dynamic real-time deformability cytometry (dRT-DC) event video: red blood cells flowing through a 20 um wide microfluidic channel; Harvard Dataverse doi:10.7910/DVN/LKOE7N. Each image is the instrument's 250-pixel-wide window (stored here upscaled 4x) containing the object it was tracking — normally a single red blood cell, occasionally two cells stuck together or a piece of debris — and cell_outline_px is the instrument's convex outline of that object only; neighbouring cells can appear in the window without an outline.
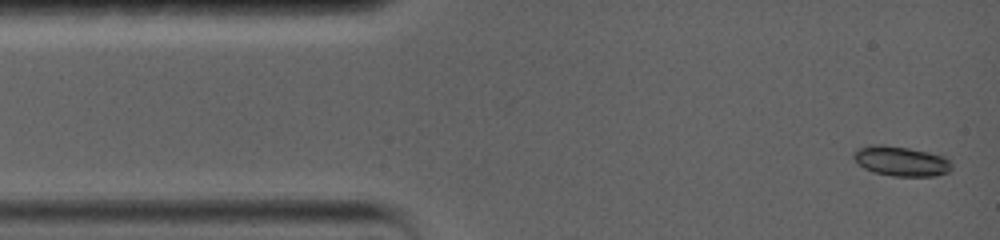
{"species": "common noctule bat (a hibernating species)", "species_latin": "Nyctalus noctula", "temperature_condition": "warm", "stored_images_in_passage": 41, "camera_frame_rate_fps": 5000, "um_per_image_px": 0.085, "animal": {"sex": "female", "body_mass_g": 19.0, "forearm_length_mm": 56.7}, "frame": {"image": 1, "passage_image": 1, "time_ms": 0.0, "image_size_px": [1000, 240], "cell_outline_px": [[952, 168], [948, 172], [936, 176], [892, 176], [872, 172], [864, 168], [852, 156], [852, 152], [856, 148], [876, 144], [880, 144], [908, 148], [948, 156], [952, 160]], "centroid_in_image_um": [76.63, 13.69], "position_along_channel_um": 8.4, "area_um2": 17.34}}
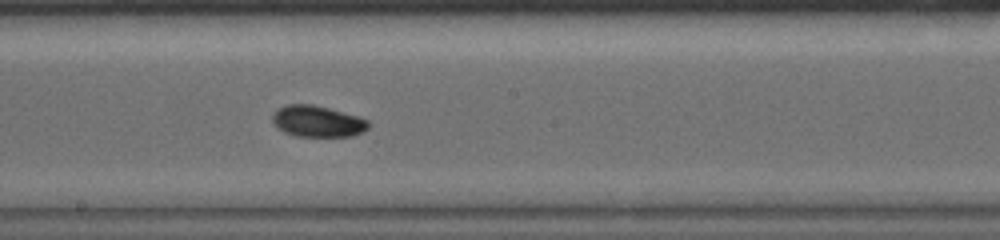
{"frame": {"image": 2, "passage_image": 18, "time_ms": 8.0, "image_size_px": [1000, 240], "cell_outline_px": [[372, 124], [364, 132], [352, 136], [296, 136], [284, 132], [276, 128], [272, 120], [272, 112], [276, 108], [288, 104], [312, 104], [360, 116], [368, 120]], "centroid_in_image_um": [26.99, 10.31], "position_along_channel_um": 221.2, "area_um2": 17.86}}
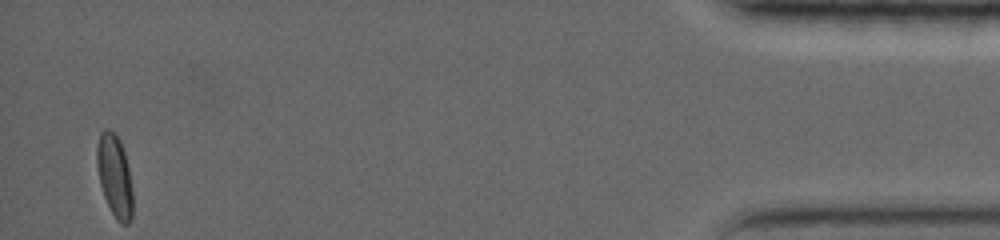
{"frame": {"image": 3, "passage_image": 41, "time_ms": 16.8, "image_size_px": [1000, 240], "cell_outline_px": [[132, 220], [128, 224], [120, 224], [116, 220], [104, 196], [100, 184], [96, 164], [96, 148], [100, 132], [104, 128], [108, 128], [116, 132], [120, 140], [124, 152], [128, 168], [132, 188]], "centroid_in_image_um": [9.73, 14.92], "position_along_channel_um": 425.5, "area_um2": 17.4}, "authors_computed_cell_mechanics": {"area_um2": 17.1666, "velocity_mm_per_s": 3.5684, "shape_relaxation_time_tau1_ms": 5.6237, "shape_relaxation_time_tau2_ms": null, "deformation_change_tau1": 0.1258, "deformation_change_tau2": null}}